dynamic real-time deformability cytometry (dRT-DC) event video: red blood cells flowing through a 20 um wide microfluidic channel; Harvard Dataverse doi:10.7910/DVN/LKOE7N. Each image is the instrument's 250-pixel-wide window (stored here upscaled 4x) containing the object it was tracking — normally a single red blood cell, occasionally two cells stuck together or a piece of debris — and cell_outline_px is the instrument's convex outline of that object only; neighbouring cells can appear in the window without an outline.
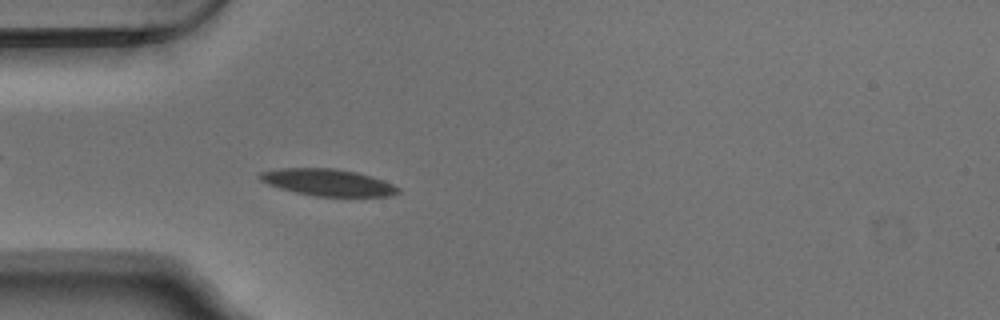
{"species": "Egyptian fruit bat (a non-hibernating species)", "species_latin": "Rousettus aegyptiacus", "temperature_condition": "warm", "stored_images_in_passage": 54, "camera_frame_rate_fps": 3000, "um_per_image_px": 0.085, "animal": {"sex": "male"}, "frame": {"image": 1, "passage_image": 16, "time_ms": 5.0, "image_size_px": [1000, 320], "cell_outline_px": [[400, 192], [392, 196], [316, 196], [296, 192], [280, 188], [268, 184], [260, 180], [256, 176], [260, 172], [280, 168], [332, 168], [356, 172], [392, 184], [400, 188]], "centroid_in_image_um": [27.83, 15.5], "position_along_channel_um": 57.2, "area_um2": 21.39}}
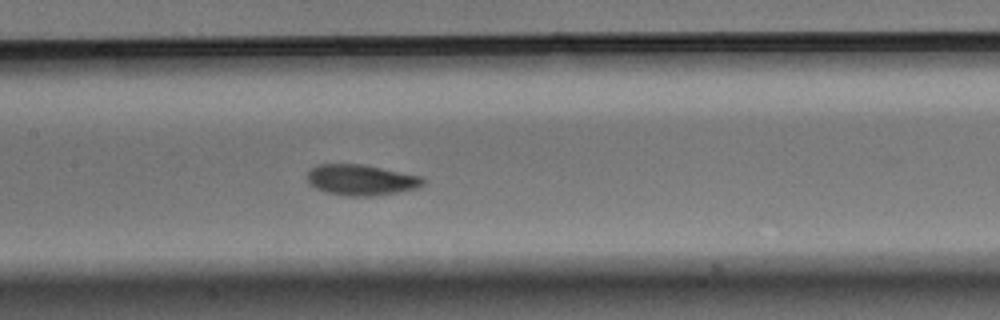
{"frame": {"image": 2, "passage_image": 26, "time_ms": 8.333, "image_size_px": [1000, 320], "cell_outline_px": [[424, 184], [416, 188], [396, 192], [372, 196], [348, 196], [324, 192], [316, 188], [308, 180], [308, 172], [316, 164], [360, 164], [424, 176]], "centroid_in_image_um": [30.71, 15.29], "position_along_channel_um": 176.7, "area_um2": 20.63}}
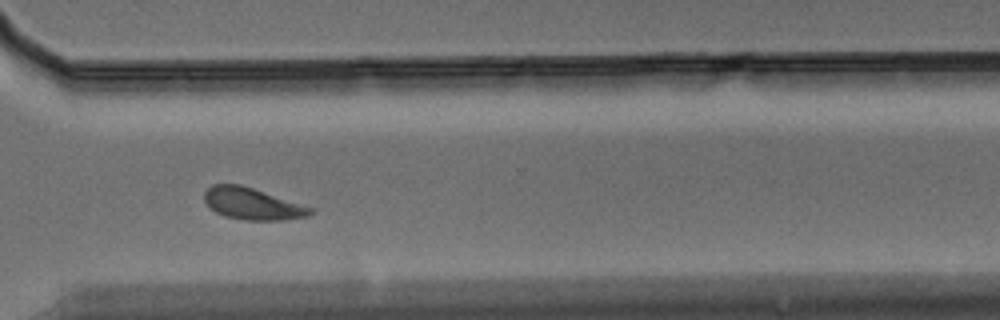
{"frame": {"image": 3, "passage_image": 40, "time_ms": 13.0, "image_size_px": [1000, 320], "cell_outline_px": [[316, 212], [308, 216], [284, 220], [244, 220], [224, 216], [216, 212], [204, 200], [204, 192], [212, 184], [240, 184], [316, 208]], "centroid_in_image_um": [21.51, 17.32], "position_along_channel_um": 349.1, "area_um2": 19.77}, "authors_computed_cell_mechanics": {"area_um2": 20.0566, "velocity_mm_per_s": 3.7035, "shape_relaxation_time_tau1_ms": 5.3197, "shape_relaxation_time_tau2_ms": 6.7525, "deformation_change_tau1": 0.1781, "deformation_change_tau2": 0.1355}}